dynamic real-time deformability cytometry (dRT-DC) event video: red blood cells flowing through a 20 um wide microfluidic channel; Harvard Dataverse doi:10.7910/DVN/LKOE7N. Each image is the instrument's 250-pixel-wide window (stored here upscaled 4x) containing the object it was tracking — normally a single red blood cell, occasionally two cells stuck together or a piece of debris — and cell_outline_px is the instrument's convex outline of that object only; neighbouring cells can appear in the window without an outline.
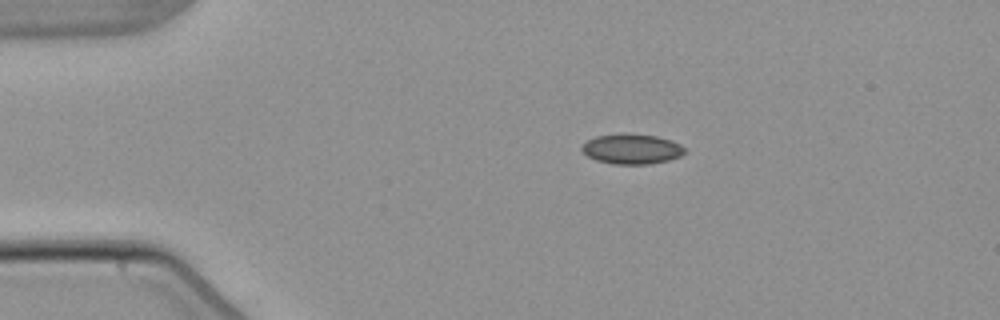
{"species": "common noctule bat (a hibernating species)", "species_latin": "Nyctalus noctula", "temperature_condition": "warm", "stored_images_in_passage": 6, "camera_frame_rate_fps": 3000, "um_per_image_px": 0.085, "animal": {"sex": "male", "body_mass_g": 21.5, "forearm_length_mm": 52.0}, "frame": {"image": 1, "passage_image": 2, "time_ms": 1.333, "image_size_px": [1000, 320], "cell_outline_px": [[688, 152], [680, 156], [668, 160], [648, 164], [612, 164], [596, 160], [588, 156], [580, 148], [588, 140], [596, 136], [656, 136], [672, 140], [688, 148]], "centroid_in_image_um": [53.77, 12.71], "position_along_channel_um": 31.2, "area_um2": 17.46}}
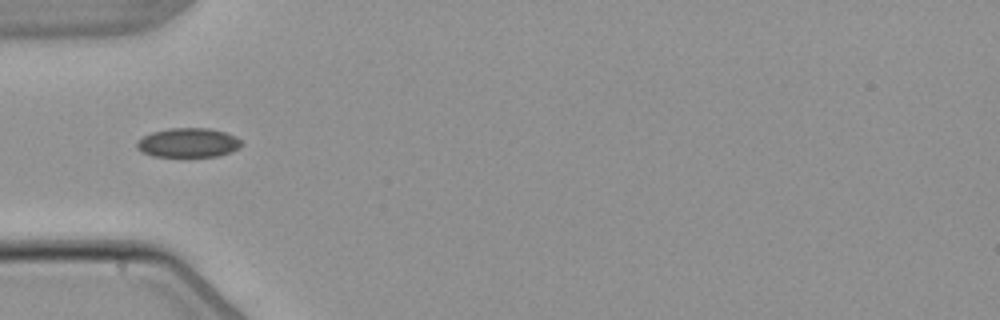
{"frame": {"image": 2, "passage_image": 4, "time_ms": 3.667, "image_size_px": [1000, 320], "cell_outline_px": [[244, 144], [240, 148], [232, 152], [220, 156], [188, 160], [152, 156], [140, 152], [136, 148], [136, 140], [152, 132], [168, 128], [208, 128], [224, 132], [236, 136]], "centroid_in_image_um": [15.99, 12.2], "position_along_channel_um": 69.0, "area_um2": 19.07}}
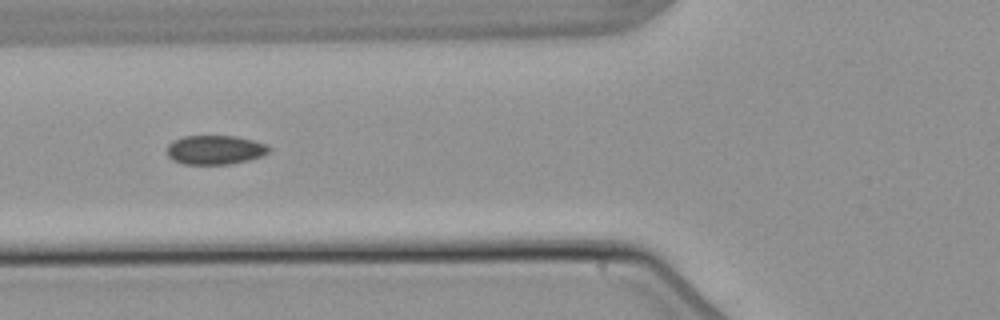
{"frame": {"image": 3, "passage_image": 5, "time_ms": 4.667, "image_size_px": [1000, 320], "cell_outline_px": [[272, 148], [268, 152], [260, 156], [248, 160], [228, 164], [184, 164], [172, 160], [168, 156], [168, 144], [184, 136], [236, 136], [252, 140], [264, 144]], "centroid_in_image_um": [18.27, 12.74], "position_along_channel_um": 107.5, "area_um2": 17.11}}